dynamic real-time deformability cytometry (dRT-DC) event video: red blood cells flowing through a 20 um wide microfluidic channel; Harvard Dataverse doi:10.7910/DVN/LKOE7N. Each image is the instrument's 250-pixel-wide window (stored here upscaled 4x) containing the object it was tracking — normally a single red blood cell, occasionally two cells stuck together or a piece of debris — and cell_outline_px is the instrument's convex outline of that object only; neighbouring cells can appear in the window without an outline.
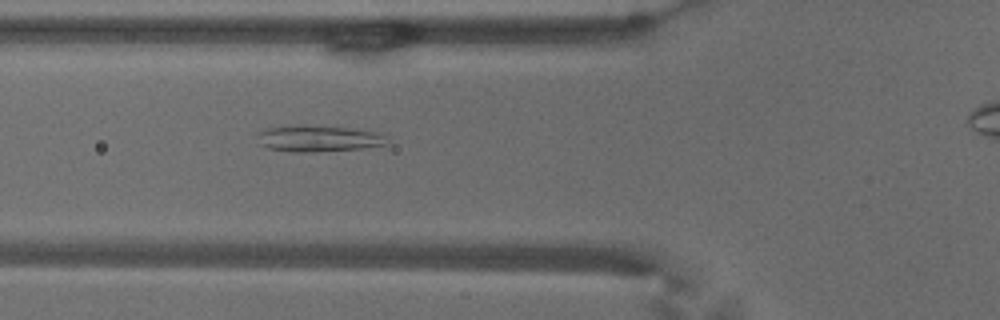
{"species": "common noctule bat (a hibernating species)", "species_latin": "Nyctalus noctula", "temperature_condition": "warm", "stored_images_in_passage": 49, "camera_frame_rate_fps": 3000, "um_per_image_px": 0.085, "animal": {"sex": "male", "body_mass_g": 18.8}, "frame": {"image": 1, "passage_image": 20, "time_ms": 6.333, "image_size_px": [1000, 320], "cell_outline_px": [[388, 144], [364, 148], [304, 152], [292, 152], [268, 148], [260, 144], [260, 132], [268, 128], [344, 128], [376, 132], [384, 136]], "centroid_in_image_um": [27.13, 11.83], "position_along_channel_um": 98.7, "area_um2": 18.32}}
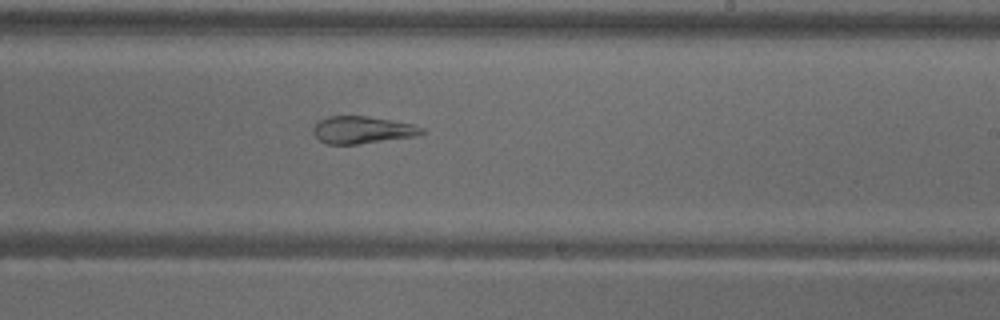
{"frame": {"image": 2, "passage_image": 33, "time_ms": 10.667, "image_size_px": [1000, 320], "cell_outline_px": [[424, 132], [416, 136], [356, 144], [328, 144], [320, 140], [312, 132], [312, 128], [320, 120], [328, 116], [364, 116], [392, 120], [412, 124], [424, 128]], "centroid_in_image_um": [30.78, 11.04], "position_along_channel_um": 258.2, "area_um2": 17.05}}
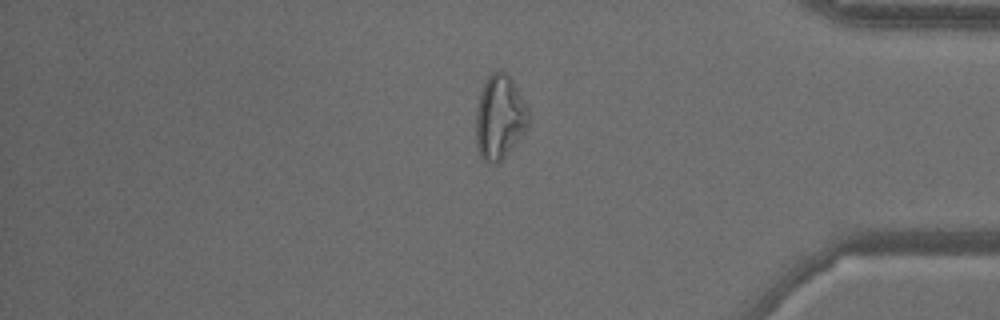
{"frame": {"image": 3, "passage_image": 46, "time_ms": 15.0, "image_size_px": [1000, 320], "cell_outline_px": [[528, 128], [500, 164], [492, 164], [484, 160], [480, 156], [476, 144], [476, 108], [480, 92], [488, 76], [492, 72], [504, 72], [512, 80], [528, 104]], "centroid_in_image_um": [42.48, 10.01], "position_along_channel_um": 392.7, "area_um2": 26.13}, "authors_computed_cell_mechanics": {"area_um2": 23.0622, "velocity_mm_per_s": 3.6721, "shape_relaxation_time_tau1_ms": null, "shape_relaxation_time_tau2_ms": 2.7083, "deformation_change_tau1": null, "deformation_change_tau2": 0.1072}}